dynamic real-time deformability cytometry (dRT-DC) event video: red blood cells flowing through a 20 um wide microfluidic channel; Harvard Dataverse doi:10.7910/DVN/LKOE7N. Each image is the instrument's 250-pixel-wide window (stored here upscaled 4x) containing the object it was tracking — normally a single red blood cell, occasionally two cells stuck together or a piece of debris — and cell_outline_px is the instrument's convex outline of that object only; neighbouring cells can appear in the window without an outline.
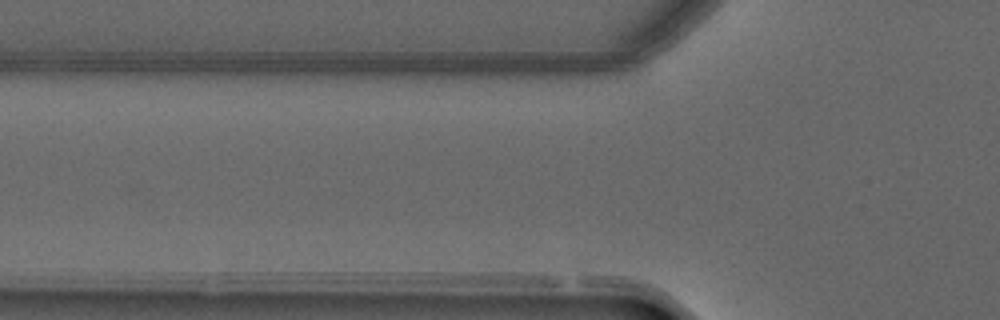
{"species": "common noctule bat (a hibernating species)", "species_latin": "Nyctalus noctula", "temperature_condition": "warm", "stored_images_in_passage": 4, "camera_frame_rate_fps": 3000, "um_per_image_px": 0.085, "animal": {"sex": "male", "forearm_length_mm": 52.5}, "frame": {"image": 1, "passage_image": 2, "time_ms": 0.333, "image_size_px": [1000, 320], "cell_outline_px": [[636, 68], [616, 76], [568, 84], [480, 84], [460, 72], [464, 68]], "centroid_in_image_um": [45.88, 6.39], "position_along_channel_um": 79.9, "area_um2": 16.3}}